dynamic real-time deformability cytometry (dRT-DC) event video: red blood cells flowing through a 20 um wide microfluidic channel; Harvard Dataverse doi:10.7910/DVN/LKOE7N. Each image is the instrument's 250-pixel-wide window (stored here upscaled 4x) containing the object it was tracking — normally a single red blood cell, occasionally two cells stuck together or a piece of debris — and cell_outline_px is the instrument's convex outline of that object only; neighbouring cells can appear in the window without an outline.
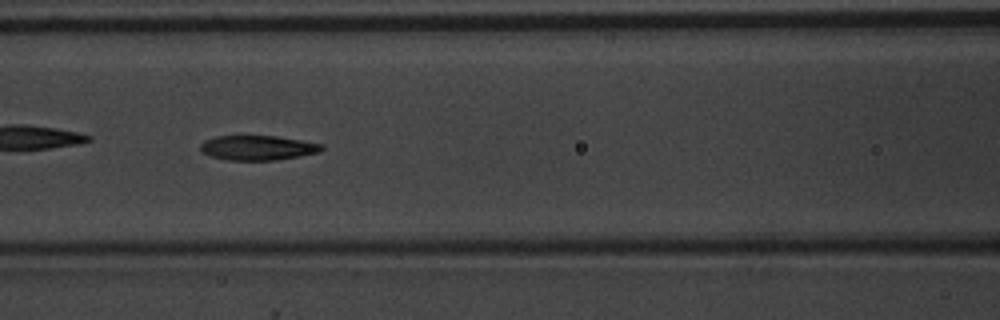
{"species": "common noctule bat (a hibernating species)", "species_latin": "Nyctalus noctula", "temperature_condition": "warm", "stored_images_in_passage": 50, "camera_frame_rate_fps": 3000, "um_per_image_px": 0.085, "animal": {"sex": "male", "body_mass_g": 20.1, "forearm_length_mm": 53.5}, "frame": {"image": 1, "passage_image": 21, "time_ms": 6.667, "image_size_px": [1000, 320], "cell_outline_px": [[324, 148], [320, 152], [276, 160], [228, 160], [212, 156], [204, 152], [200, 148], [200, 144], [204, 140], [216, 136], [276, 136], [324, 144]], "centroid_in_image_um": [21.93, 12.56], "position_along_channel_um": 144.7, "area_um2": 17.34}, "authors_computed_cell_mechanics": {"area_um2": 17.8024, "velocity_mm_per_s": 3.9183, "shape_relaxation_time_tau1_ms": null, "shape_relaxation_time_tau2_ms": 3.2657, "deformation_change_tau1": null, "deformation_change_tau2": 0.1169}}